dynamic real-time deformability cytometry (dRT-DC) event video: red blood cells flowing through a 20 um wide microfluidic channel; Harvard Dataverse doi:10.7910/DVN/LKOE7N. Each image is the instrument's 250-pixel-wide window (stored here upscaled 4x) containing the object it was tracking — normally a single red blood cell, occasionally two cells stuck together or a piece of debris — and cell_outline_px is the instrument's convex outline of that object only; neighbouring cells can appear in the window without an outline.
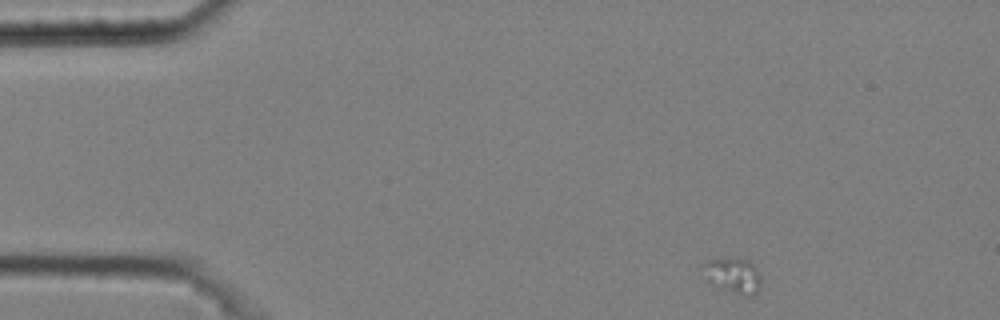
{"species": "common noctule bat (a hibernating species)", "species_latin": "Nyctalus noctula", "temperature_condition": "cold", "stored_images_in_passage": 4, "camera_frame_rate_fps": 3000, "um_per_image_px": 0.085, "animal": {"sex": "male", "body_mass_g": 20.4}, "frame": {"image": 1, "passage_image": 1, "time_ms": 0.0, "image_size_px": [1000, 320], "cell_outline_px": [[760, 288], [752, 296], [748, 296], [732, 292], [720, 288], [708, 280], [704, 264], [708, 260], [744, 256], [756, 268], [760, 276]], "centroid_in_image_um": [62.38, 23.39], "position_along_channel_um": 22.6, "area_um2": 11.79}}